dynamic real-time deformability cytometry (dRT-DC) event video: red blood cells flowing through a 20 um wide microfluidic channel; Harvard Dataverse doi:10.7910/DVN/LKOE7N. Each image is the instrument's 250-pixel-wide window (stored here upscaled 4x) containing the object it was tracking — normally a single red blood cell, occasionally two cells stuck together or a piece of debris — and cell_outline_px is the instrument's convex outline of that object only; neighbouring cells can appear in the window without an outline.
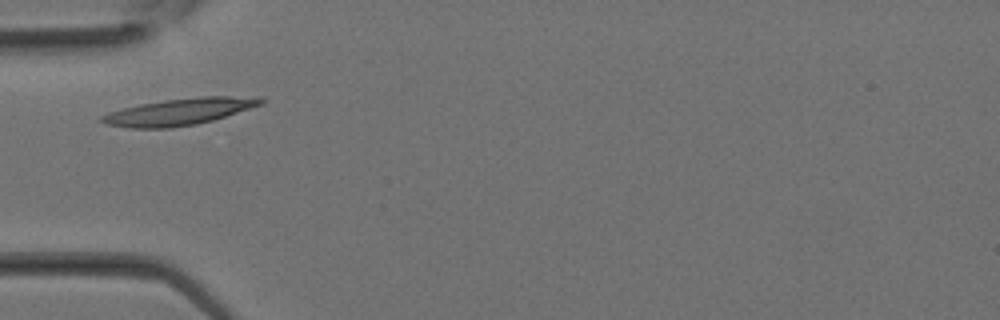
{"species": "Egyptian fruit bat (a non-hibernating species)", "species_latin": "Rousettus aegyptiacus", "temperature_condition": "room temperature", "stored_images_in_passage": 3, "camera_frame_rate_fps": 3000, "um_per_image_px": 0.085, "animal": {"sex": "female"}, "frame": {"image": 1, "passage_image": 1, "time_ms": 0.0, "image_size_px": [1000, 320], "cell_outline_px": [[268, 100], [264, 104], [212, 120], [196, 124], [172, 128], [128, 128], [108, 124], [96, 120], [100, 116], [108, 112], [140, 104], [164, 100], [204, 96], [264, 96]], "centroid_in_image_um": [15.3, 9.48], "position_along_channel_um": 69.7, "area_um2": 25.03}}